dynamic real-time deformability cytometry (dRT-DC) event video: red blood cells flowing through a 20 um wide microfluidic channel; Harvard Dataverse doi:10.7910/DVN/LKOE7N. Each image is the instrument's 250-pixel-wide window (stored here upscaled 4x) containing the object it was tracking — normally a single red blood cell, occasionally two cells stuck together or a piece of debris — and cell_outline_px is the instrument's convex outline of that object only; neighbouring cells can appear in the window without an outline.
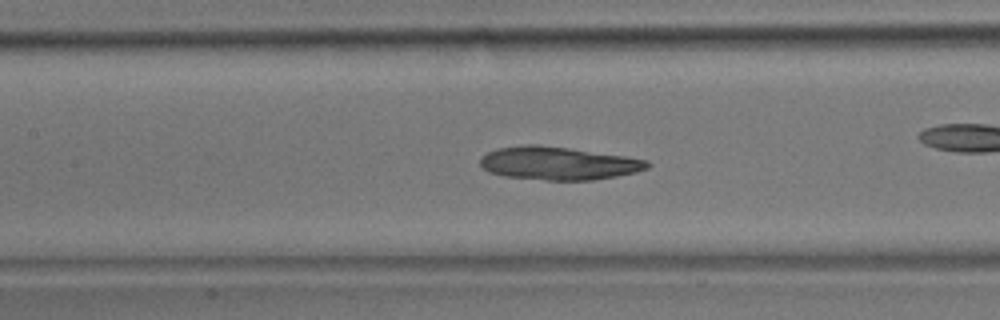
{"species": "common noctule bat (a hibernating species)", "species_latin": "Nyctalus noctula", "temperature_condition": "room temperature", "stored_images_in_passage": 50, "camera_frame_rate_fps": 3000, "um_per_image_px": 0.085, "animal": {"sex": "male", "body_mass_g": 17.9}, "frame": {"image": 1, "passage_image": 22, "time_ms": 7.0, "image_size_px": [1000, 320], "cell_outline_px": [[652, 164], [648, 168], [636, 172], [616, 176], [592, 180], [548, 180], [504, 176], [488, 172], [480, 164], [480, 156], [496, 148], [528, 144], [540, 144], [624, 156], [648, 160]], "centroid_in_image_um": [47.44, 13.87], "position_along_channel_um": 160.0, "area_um2": 32.25}}